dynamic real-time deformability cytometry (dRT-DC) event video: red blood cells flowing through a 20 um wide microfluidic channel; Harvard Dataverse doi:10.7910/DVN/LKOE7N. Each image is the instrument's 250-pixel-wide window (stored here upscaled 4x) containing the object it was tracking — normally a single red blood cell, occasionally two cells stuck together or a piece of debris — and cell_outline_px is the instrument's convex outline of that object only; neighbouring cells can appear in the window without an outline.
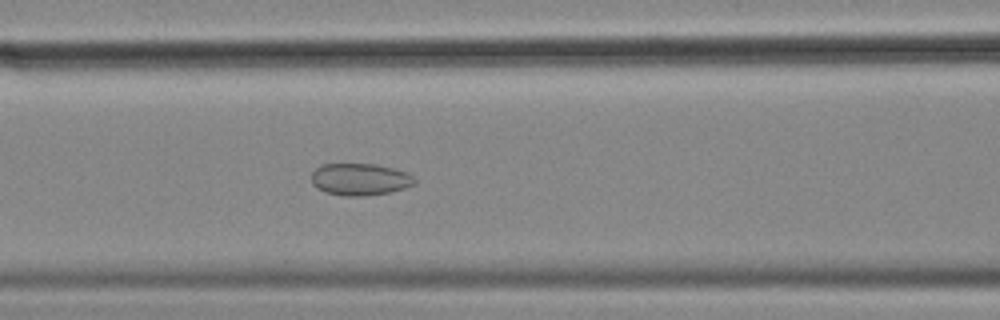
{"species": "common noctule bat (a hibernating species)", "species_latin": "Nyctalus noctula", "temperature_condition": "cold", "stored_images_in_passage": 52, "camera_frame_rate_fps": 3000, "um_per_image_px": 0.085, "animal": {"sex": "female", "body_mass_g": 18.4}, "frame": {"image": 1, "passage_image": 19, "time_ms": 6.0, "image_size_px": [1000, 320], "cell_outline_px": [[416, 184], [404, 188], [388, 192], [364, 196], [344, 196], [324, 192], [316, 188], [312, 184], [312, 172], [320, 164], [376, 164], [392, 168], [404, 172], [412, 176], [416, 180]], "centroid_in_image_um": [30.56, 15.25], "position_along_channel_um": 136.0, "area_um2": 19.25}}
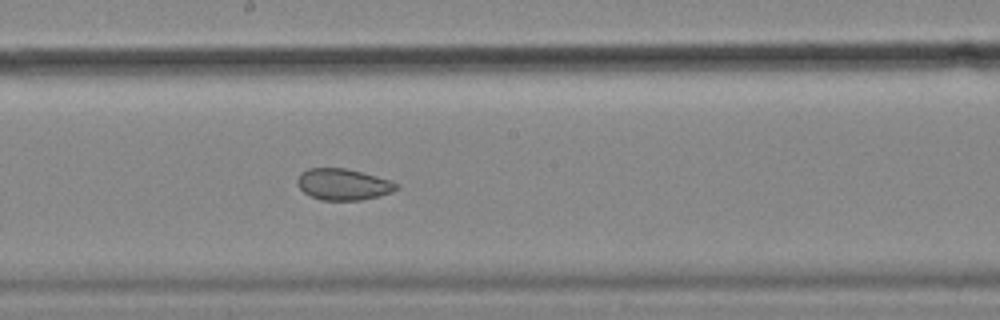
{"frame": {"image": 2, "passage_image": 26, "time_ms": 8.333, "image_size_px": [1000, 320], "cell_outline_px": [[400, 188], [392, 192], [380, 196], [360, 200], [320, 200], [304, 192], [300, 188], [296, 180], [300, 172], [308, 168], [344, 168], [392, 180], [400, 184]], "centroid_in_image_um": [29.2, 15.67], "position_along_channel_um": 219.0, "area_um2": 18.21}}
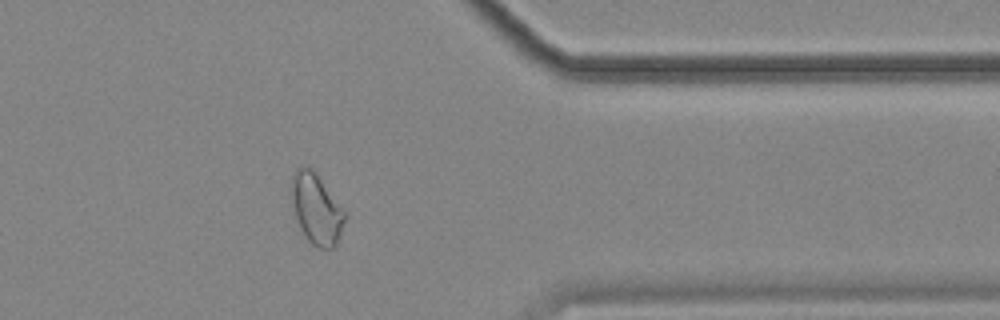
{"frame": {"image": 3, "passage_image": 41, "time_ms": 13.333, "image_size_px": [1000, 320], "cell_outline_px": [[348, 216], [336, 248], [320, 248], [312, 244], [304, 236], [300, 228], [296, 216], [292, 200], [292, 176], [296, 168], [300, 164], [308, 164], [312, 168], [348, 212]], "centroid_in_image_um": [26.95, 17.74], "position_along_channel_um": 384.4, "area_um2": 22.54}, "authors_computed_cell_mechanics": {"area_um2": 22.1374, "velocity_mm_per_s": 3.5737, "shape_relaxation_time_tau1_ms": null, "shape_relaxation_time_tau2_ms": 2.1461, "deformation_change_tau1": null, "deformation_change_tau2": 0.0717}}